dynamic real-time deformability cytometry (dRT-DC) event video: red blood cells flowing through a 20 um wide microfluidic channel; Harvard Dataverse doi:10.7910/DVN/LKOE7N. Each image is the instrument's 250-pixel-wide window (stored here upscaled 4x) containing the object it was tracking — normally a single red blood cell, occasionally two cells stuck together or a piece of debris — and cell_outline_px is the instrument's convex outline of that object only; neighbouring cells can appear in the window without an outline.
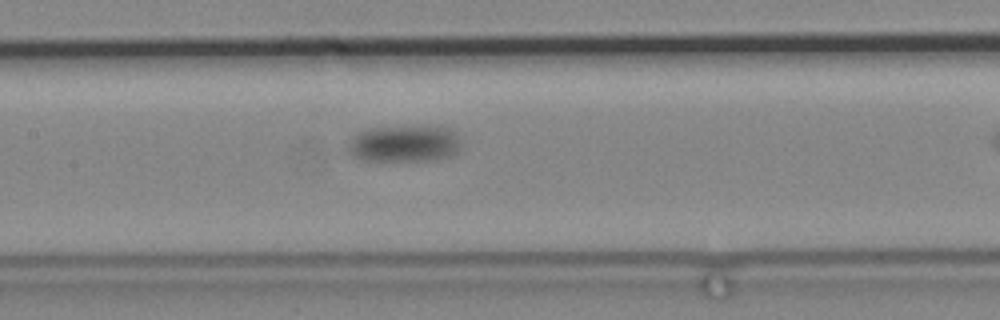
{"species": "common noctule bat (a hibernating species)", "species_latin": "Nyctalus noctula", "temperature_condition": "cold", "stored_images_in_passage": 23, "camera_frame_rate_fps": 3000, "um_per_image_px": 0.085, "animal": {"sex": "male", "body_mass_g": 19.2, "forearm_length_mm": 51.8}, "frame": {"image": 1, "passage_image": 17, "time_ms": 5.333, "image_size_px": [1000, 320], "cell_outline_px": [[460, 152], [452, 156], [432, 160], [364, 160], [348, 152], [344, 148], [348, 140], [356, 132], [368, 128], [452, 128], [456, 132], [460, 144]], "centroid_in_image_um": [34.33, 12.23], "position_along_channel_um": 173.1, "area_um2": 23.99}}